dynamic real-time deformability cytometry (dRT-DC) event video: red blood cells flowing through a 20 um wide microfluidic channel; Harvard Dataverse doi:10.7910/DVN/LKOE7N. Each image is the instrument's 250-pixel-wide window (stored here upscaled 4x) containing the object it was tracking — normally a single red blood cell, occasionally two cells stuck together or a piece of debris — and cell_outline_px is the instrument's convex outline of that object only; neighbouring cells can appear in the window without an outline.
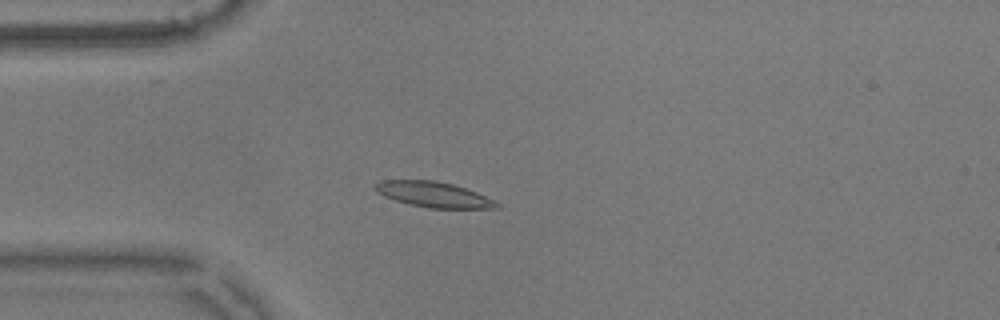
{"species": "common noctule bat (a hibernating species)", "species_latin": "Nyctalus noctula", "temperature_condition": "warm", "stored_images_in_passage": 55, "camera_frame_rate_fps": 3000, "um_per_image_px": 0.085, "animal": {"sex": "male", "body_mass_g": 17.9}, "frame": {"image": 1, "passage_image": 14, "time_ms": 4.333, "image_size_px": [1000, 320], "cell_outline_px": [[500, 208], [428, 208], [408, 204], [384, 196], [376, 192], [376, 184], [380, 180], [436, 180], [452, 184], [476, 192], [500, 204]], "centroid_in_image_um": [36.84, 16.53], "position_along_channel_um": 48.2, "area_um2": 17.8}}
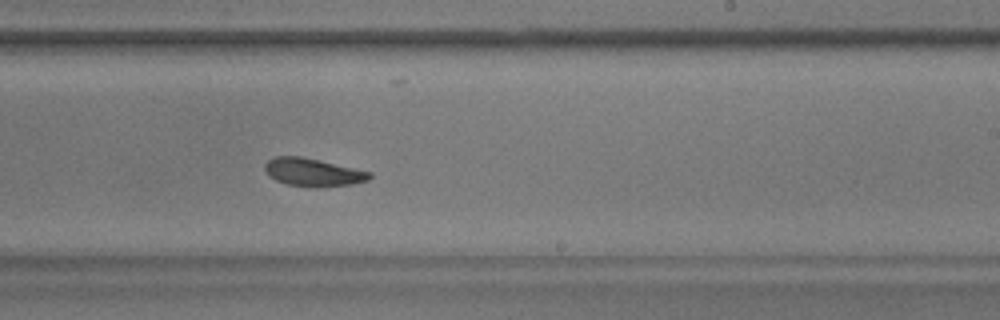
{"frame": {"image": 2, "passage_image": 33, "time_ms": 10.667, "image_size_px": [1000, 320], "cell_outline_px": [[372, 176], [368, 180], [352, 184], [316, 188], [288, 184], [276, 180], [268, 176], [264, 168], [264, 164], [268, 160], [276, 156], [300, 156], [372, 172]], "centroid_in_image_um": [26.59, 14.65], "position_along_channel_um": 262.4, "area_um2": 17.05}}
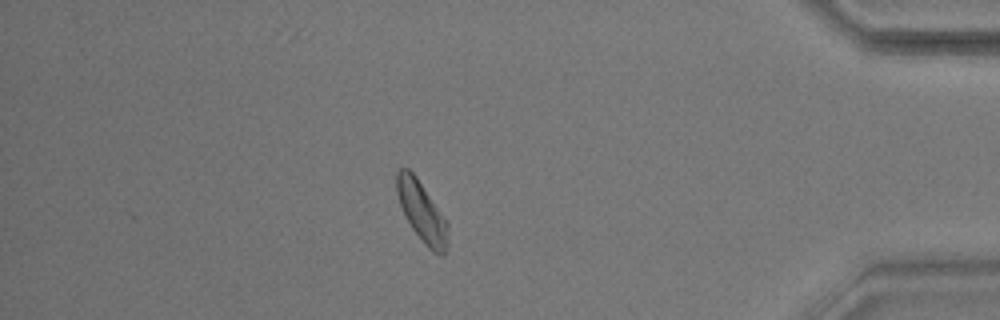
{"frame": {"image": 3, "passage_image": 48, "time_ms": 15.667, "image_size_px": [1000, 320], "cell_outline_px": [[448, 244], [444, 252], [440, 256], [432, 252], [424, 244], [412, 228], [400, 204], [396, 192], [396, 172], [400, 168], [408, 168], [416, 176], [448, 220]], "centroid_in_image_um": [35.88, 18.0], "position_along_channel_um": 399.3, "area_um2": 18.09}, "authors_computed_cell_mechanics": {"area_um2": 17.3978, "velocity_mm_per_s": 3.5588, "shape_relaxation_time_tau1_ms": 3.3937, "shape_relaxation_time_tau2_ms": 9.9928, "deformation_change_tau1": 0.1113, "deformation_change_tau2": 0.1354}}